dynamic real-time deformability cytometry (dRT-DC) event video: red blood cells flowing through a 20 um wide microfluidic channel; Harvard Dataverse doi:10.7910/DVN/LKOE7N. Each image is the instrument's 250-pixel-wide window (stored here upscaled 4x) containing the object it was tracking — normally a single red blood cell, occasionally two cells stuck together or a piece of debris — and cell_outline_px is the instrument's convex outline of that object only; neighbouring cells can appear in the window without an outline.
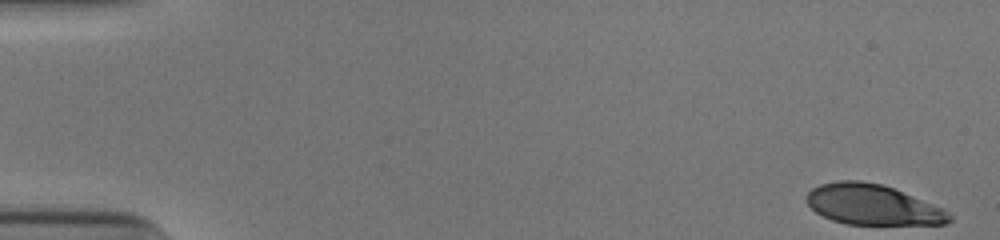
{"species": "human", "species_latin": "Homo sapiens", "temperature_condition": "cold", "stored_images_in_passage": 52, "camera_frame_rate_fps": 3000, "um_per_image_px": 0.085, "donor": {"sex": "male"}, "frame": {"image": 1, "passage_image": 1, "time_ms": 0.0, "image_size_px": [1000, 240], "cell_outline_px": [[952, 220], [944, 224], [844, 224], [832, 220], [816, 212], [804, 200], [804, 196], [812, 188], [820, 184], [836, 180], [860, 180], [880, 184], [892, 188], [944, 208], [952, 216]], "centroid_in_image_um": [74.13, 17.39], "position_along_channel_um": 10.9, "area_um2": 33.58}}
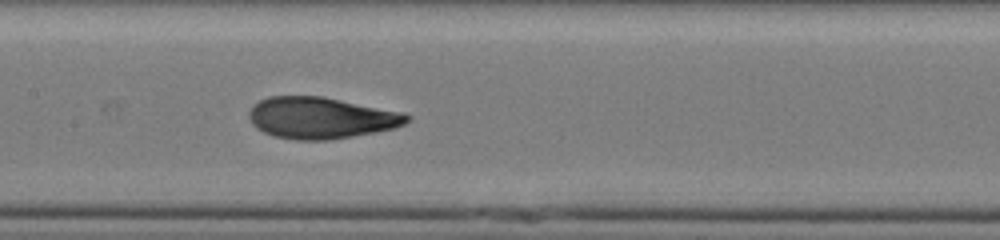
{"frame": {"image": 2, "passage_image": 26, "time_ms": 8.333, "image_size_px": [1000, 240], "cell_outline_px": [[412, 116], [404, 124], [392, 128], [352, 136], [328, 140], [296, 140], [272, 136], [256, 128], [252, 124], [248, 116], [248, 112], [260, 100], [268, 96], [324, 96], [404, 112]], "centroid_in_image_um": [27.27, 10.01], "position_along_channel_um": 180.1, "area_um2": 38.21}}
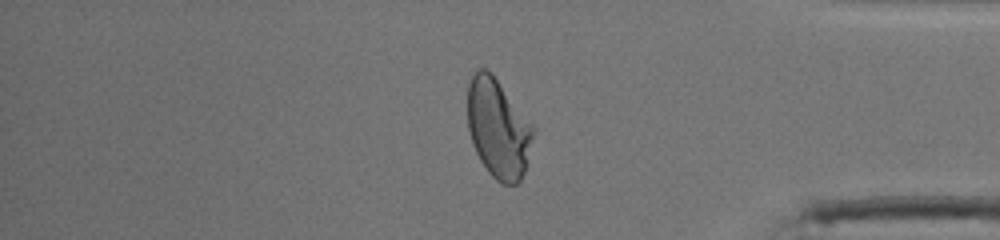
{"frame": {"image": 3, "passage_image": 44, "time_ms": 14.333, "image_size_px": [1000, 240], "cell_outline_px": [[536, 132], [524, 172], [520, 180], [516, 184], [504, 184], [496, 180], [488, 172], [480, 160], [476, 152], [468, 128], [468, 84], [472, 76], [480, 68], [488, 68], [492, 72], [536, 128]], "centroid_in_image_um": [42.37, 10.9], "position_along_channel_um": 392.8, "area_um2": 38.15}, "authors_computed_cell_mechanics": {"area_um2": 37.7145, "velocity_mm_per_s": 3.8883, "shape_relaxation_time_tau1_ms": 4.8873, "shape_relaxation_time_tau2_ms": 0.9114, "deformation_change_tau1": 0.2011, "deformation_change_tau2": 0.0716}}